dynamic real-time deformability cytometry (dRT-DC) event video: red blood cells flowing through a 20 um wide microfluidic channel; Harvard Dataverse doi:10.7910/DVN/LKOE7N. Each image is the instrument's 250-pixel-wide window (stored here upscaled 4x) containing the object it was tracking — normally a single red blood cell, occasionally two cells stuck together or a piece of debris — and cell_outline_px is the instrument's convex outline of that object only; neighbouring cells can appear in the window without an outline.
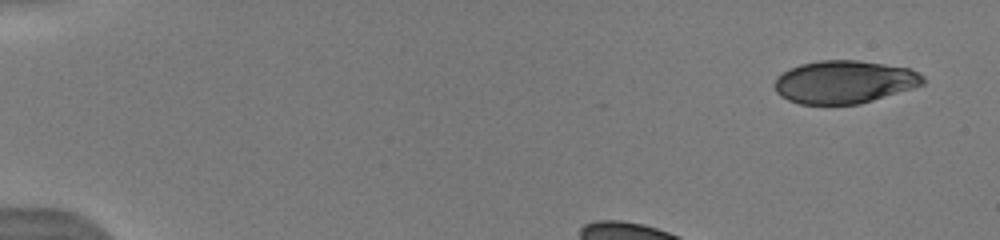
{"species": "human", "species_latin": "Homo sapiens", "temperature_condition": "warm", "stored_images_in_passage": 10, "camera_frame_rate_fps": 3000, "um_per_image_px": 0.085, "donor": {"sex": "male"}, "frame": {"image": 1, "passage_image": 1, "time_ms": 0.0, "image_size_px": [1000, 240], "cell_outline_px": [[924, 84], [912, 88], [860, 104], [800, 104], [788, 100], [780, 96], [776, 92], [776, 80], [784, 72], [800, 64], [820, 60], [860, 60], [908, 68], [924, 76]], "centroid_in_image_um": [71.78, 6.97], "position_along_channel_um": 13.2, "area_um2": 36.76}}